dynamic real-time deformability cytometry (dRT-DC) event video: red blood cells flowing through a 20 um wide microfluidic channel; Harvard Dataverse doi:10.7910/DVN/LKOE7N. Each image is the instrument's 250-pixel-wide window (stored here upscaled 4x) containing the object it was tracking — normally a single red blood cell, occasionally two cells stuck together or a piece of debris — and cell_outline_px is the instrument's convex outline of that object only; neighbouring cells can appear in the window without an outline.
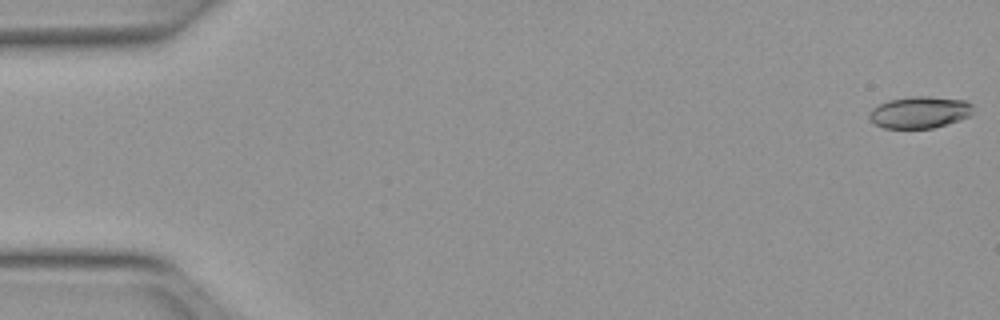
{"species": "Egyptian fruit bat (a non-hibernating species)", "species_latin": "Rousettus aegyptiacus", "temperature_condition": "warm", "stored_images_in_passage": 52, "camera_frame_rate_fps": 3000, "um_per_image_px": 0.085, "animal": {"sex": "female"}, "frame": {"image": 1, "passage_image": 1, "time_ms": 0.0, "image_size_px": [1000, 320], "cell_outline_px": [[972, 116], [960, 120], [932, 128], [884, 128], [876, 124], [868, 116], [872, 108], [888, 100], [912, 96], [928, 96], [964, 100], [972, 104]], "centroid_in_image_um": [78.19, 9.54], "position_along_channel_um": 6.8, "area_um2": 19.19}}
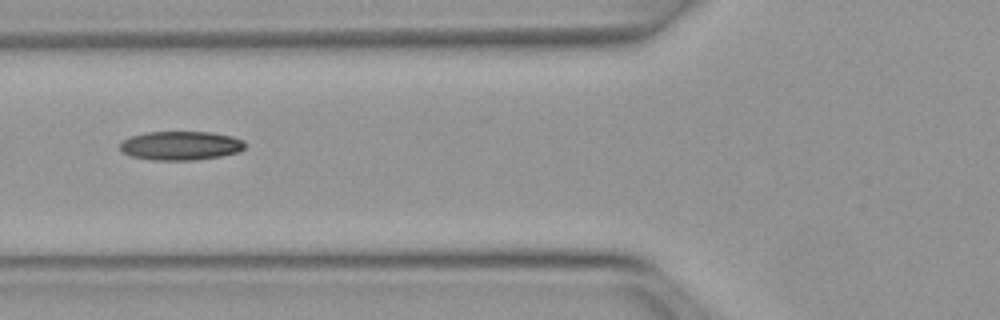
{"frame": {"image": 2, "passage_image": 20, "time_ms": 6.333, "image_size_px": [1000, 320], "cell_outline_px": [[244, 148], [240, 152], [220, 156], [196, 160], [152, 160], [132, 156], [124, 152], [120, 148], [120, 144], [128, 136], [148, 132], [212, 132], [232, 136], [244, 140]], "centroid_in_image_um": [15.38, 12.37], "position_along_channel_um": 110.4, "area_um2": 21.1}}
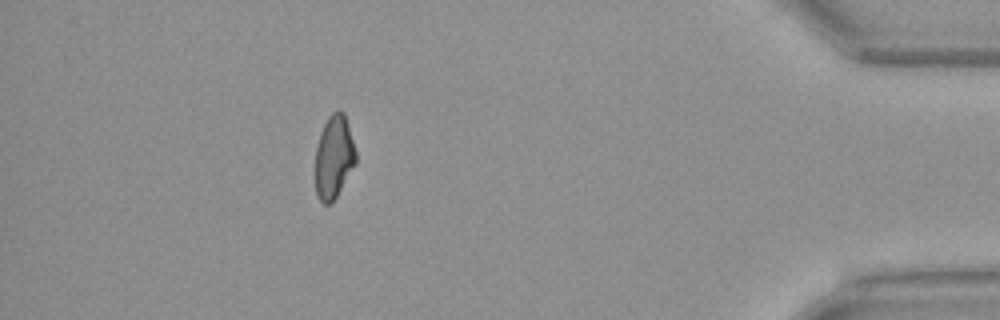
{"frame": {"image": 3, "passage_image": 46, "time_ms": 15.0, "image_size_px": [1000, 320], "cell_outline_px": [[356, 164], [332, 204], [324, 204], [316, 196], [316, 148], [320, 132], [328, 116], [336, 108], [340, 108], [344, 112], [356, 152]], "centroid_in_image_um": [28.38, 13.33], "position_along_channel_um": 406.8, "area_um2": 19.83}, "authors_computed_cell_mechanics": {"area_um2": 20.23, "velocity_mm_per_s": 4.027, "shape_relaxation_time_tau1_ms": null, "shape_relaxation_time_tau2_ms": 4.2061, "deformation_change_tau1": null, "deformation_change_tau2": 0.0845}}